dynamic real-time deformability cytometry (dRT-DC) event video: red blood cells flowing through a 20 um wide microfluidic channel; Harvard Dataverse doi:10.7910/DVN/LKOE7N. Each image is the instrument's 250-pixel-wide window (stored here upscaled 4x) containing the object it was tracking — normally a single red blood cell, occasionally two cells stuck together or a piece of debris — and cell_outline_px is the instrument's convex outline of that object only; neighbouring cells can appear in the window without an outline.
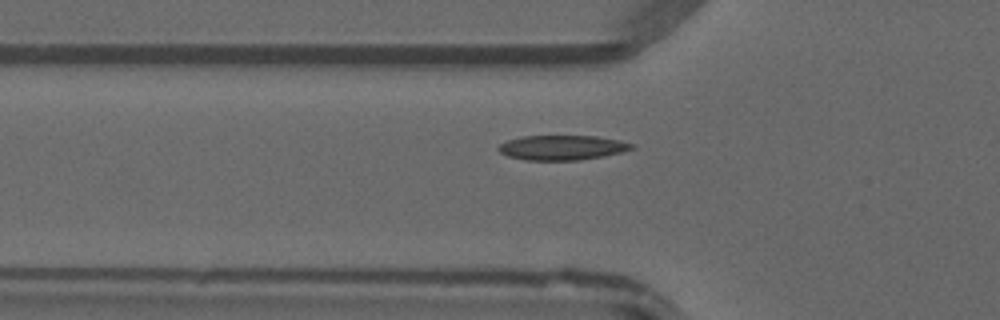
{"species": "common noctule bat (a hibernating species)", "species_latin": "Nyctalus noctula", "temperature_condition": "warm", "stored_images_in_passage": 39, "camera_frame_rate_fps": 3000, "um_per_image_px": 0.085, "animal": {"sex": "male", "forearm_length_mm": 52.5}, "frame": {"image": 1, "passage_image": 8, "time_ms": 2.333, "image_size_px": [1000, 320], "cell_outline_px": [[636, 148], [604, 156], [580, 160], [524, 160], [508, 156], [500, 152], [496, 148], [500, 144], [508, 140], [520, 136], [596, 136], [620, 140], [636, 144]], "centroid_in_image_um": [47.8, 12.54], "position_along_channel_um": 78.0, "area_um2": 19.36}}
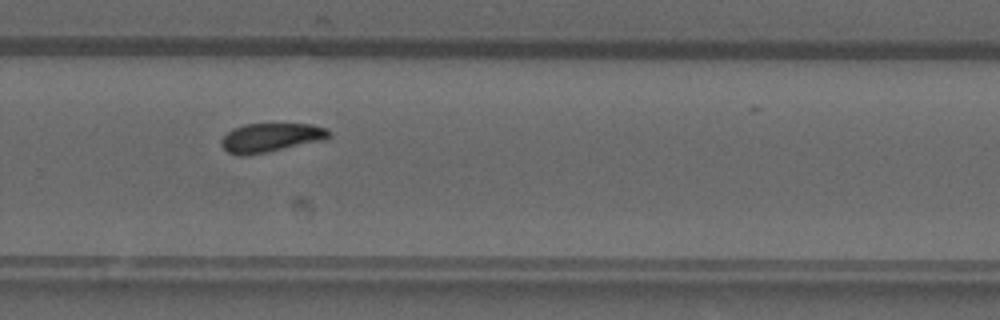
{"frame": {"image": 2, "passage_image": 24, "time_ms": 7.667, "image_size_px": [1000, 320], "cell_outline_px": [[332, 136], [328, 140], [248, 156], [236, 156], [228, 152], [220, 144], [220, 140], [232, 128], [244, 124], [312, 124], [328, 128], [332, 132]], "centroid_in_image_um": [23.08, 11.71], "position_along_channel_um": 306.7, "area_um2": 18.73}}
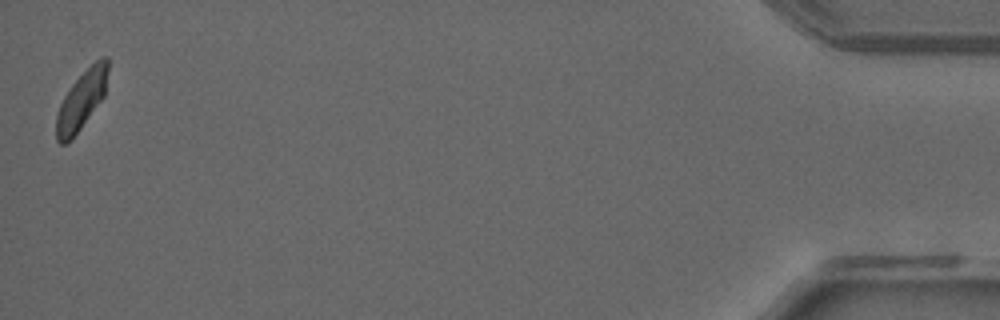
{"frame": {"image": 3, "passage_image": 39, "time_ms": 12.667, "image_size_px": [1000, 320], "cell_outline_px": [[108, 72], [104, 96], [80, 128], [64, 144], [60, 144], [56, 140], [56, 116], [60, 104], [64, 96], [72, 84], [100, 56], [108, 56]], "centroid_in_image_um": [6.93, 8.48], "position_along_channel_um": 428.3, "area_um2": 17.17}}